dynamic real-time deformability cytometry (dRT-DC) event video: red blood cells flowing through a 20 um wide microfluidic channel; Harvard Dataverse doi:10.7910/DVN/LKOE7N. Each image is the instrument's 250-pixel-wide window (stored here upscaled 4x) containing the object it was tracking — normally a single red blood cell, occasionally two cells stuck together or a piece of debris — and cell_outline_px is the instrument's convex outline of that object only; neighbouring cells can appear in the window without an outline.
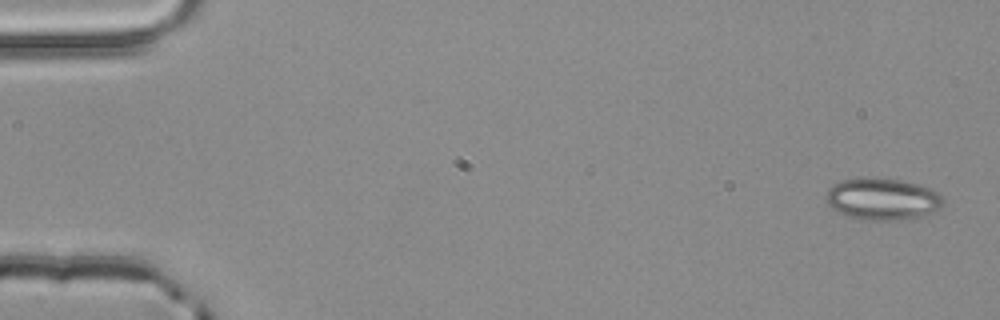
{"species": "common noctule bat (a hibernating species)", "species_latin": "Nyctalus noctula", "temperature_condition": "room temperature", "stored_images_in_passage": 3, "camera_frame_rate_fps": 3000, "um_per_image_px": 0.085, "animal": {"sex": "male", "body_mass_g": 20.4}, "frame": {"image": 1, "passage_image": 1, "time_ms": 0.0, "image_size_px": [1000, 320], "cell_outline_px": [[944, 200], [940, 208], [936, 212], [904, 220], [860, 220], [848, 216], [832, 208], [824, 200], [824, 196], [828, 188], [832, 184], [840, 180], [900, 180], [916, 184], [928, 188], [936, 192]], "centroid_in_image_um": [74.98, 16.96], "position_along_channel_um": 10.0, "area_um2": 28.09}}